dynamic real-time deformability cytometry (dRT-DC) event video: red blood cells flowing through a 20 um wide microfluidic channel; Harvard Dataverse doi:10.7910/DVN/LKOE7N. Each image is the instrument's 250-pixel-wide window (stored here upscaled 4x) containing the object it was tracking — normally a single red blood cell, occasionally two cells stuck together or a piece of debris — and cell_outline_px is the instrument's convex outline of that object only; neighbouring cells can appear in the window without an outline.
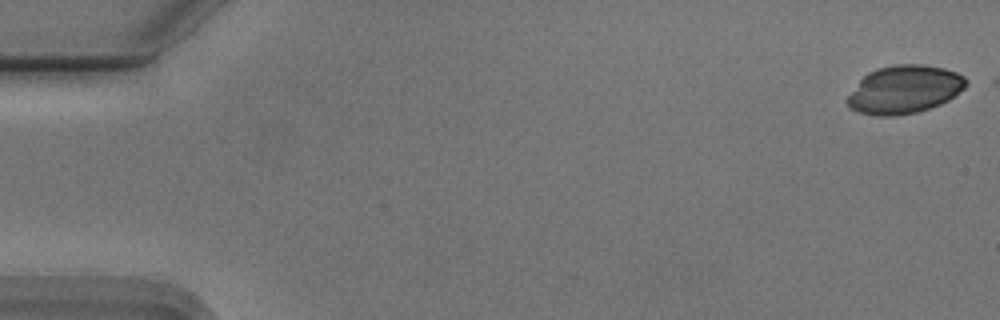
{"species": "Egyptian fruit bat (a non-hibernating species)", "species_latin": "Rousettus aegyptiacus", "temperature_condition": "cold", "stored_images_in_passage": 4, "camera_frame_rate_fps": 3000, "um_per_image_px": 0.085, "animal": {"sex": "male"}, "frame": {"image": 1, "passage_image": 1, "time_ms": 0.0, "image_size_px": [1000, 320], "cell_outline_px": [[968, 84], [964, 88], [948, 100], [940, 104], [916, 112], [892, 116], [876, 116], [860, 112], [848, 108], [848, 96], [860, 80], [868, 72], [876, 68], [896, 64], [924, 64], [944, 68], [956, 72], [964, 76], [968, 80]], "centroid_in_image_um": [76.88, 7.59], "position_along_channel_um": 8.1, "area_um2": 33.18}}